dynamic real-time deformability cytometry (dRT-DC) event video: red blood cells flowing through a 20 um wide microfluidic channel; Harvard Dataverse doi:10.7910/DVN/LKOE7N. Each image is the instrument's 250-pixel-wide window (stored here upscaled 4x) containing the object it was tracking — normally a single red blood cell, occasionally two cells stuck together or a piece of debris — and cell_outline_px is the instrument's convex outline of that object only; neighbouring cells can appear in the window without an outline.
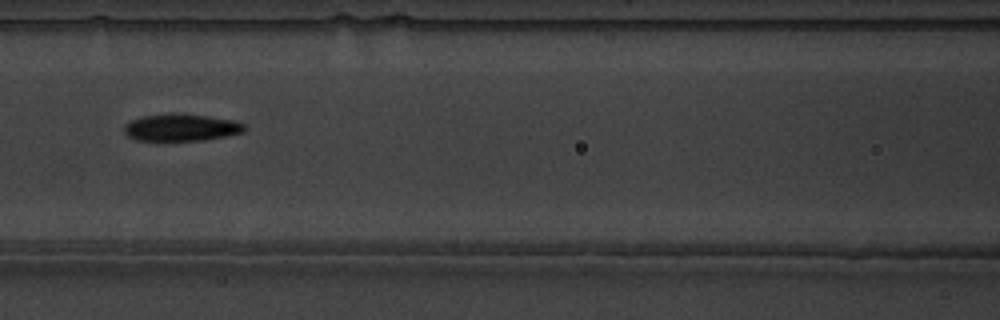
{"species": "common noctule bat (a hibernating species)", "species_latin": "Nyctalus noctula", "temperature_condition": "warm", "stored_images_in_passage": 6, "camera_frame_rate_fps": 3000, "um_per_image_px": 0.085, "animal": {"sex": "male", "body_mass_g": 19.5, "forearm_length_mm": 54.6}, "frame": {"image": 1, "passage_image": 6, "time_ms": 1.667, "image_size_px": [1000, 320], "cell_outline_px": [[248, 128], [244, 132], [204, 140], [136, 140], [128, 136], [124, 132], [124, 124], [132, 120], [144, 116], [172, 112], [180, 112], [208, 116], [232, 120], [244, 124]], "centroid_in_image_um": [15.4, 10.82], "position_along_channel_um": 151.2, "area_um2": 19.13}}